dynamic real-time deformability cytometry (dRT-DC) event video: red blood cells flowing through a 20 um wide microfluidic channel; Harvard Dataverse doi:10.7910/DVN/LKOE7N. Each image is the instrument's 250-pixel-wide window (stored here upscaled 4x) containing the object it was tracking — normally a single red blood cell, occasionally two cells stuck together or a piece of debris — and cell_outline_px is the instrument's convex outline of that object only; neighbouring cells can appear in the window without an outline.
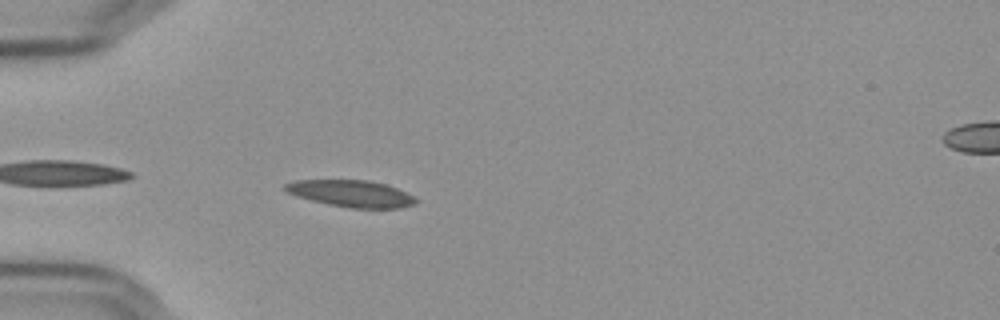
{"species": "Egyptian fruit bat (a non-hibernating species)", "species_latin": "Rousettus aegyptiacus", "temperature_condition": "cold", "stored_images_in_passage": 42, "camera_frame_rate_fps": 3000, "um_per_image_px": 0.085, "frame": {"image": 1, "passage_image": 3, "time_ms": 0.667, "image_size_px": [1000, 320], "cell_outline_px": [[416, 204], [400, 208], [352, 208], [328, 204], [296, 196], [288, 192], [284, 188], [284, 184], [292, 180], [368, 180], [384, 184], [396, 188], [412, 196], [416, 200]], "centroid_in_image_um": [29.82, 16.45], "position_along_channel_um": 55.2, "area_um2": 20.17}}
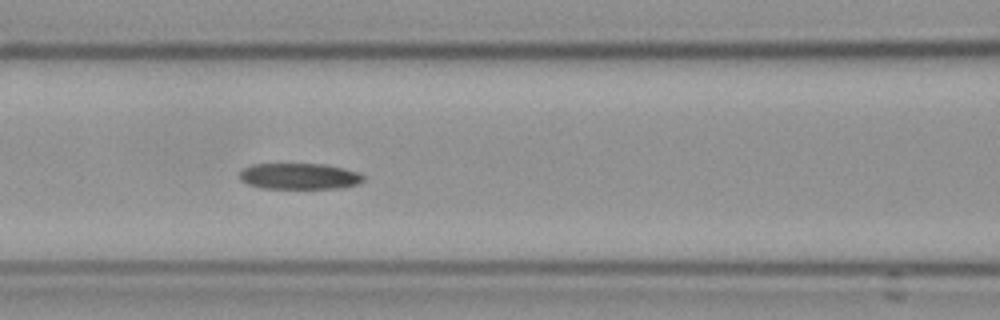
{"frame": {"image": 2, "passage_image": 11, "time_ms": 3.333, "image_size_px": [1000, 320], "cell_outline_px": [[364, 180], [356, 184], [344, 188], [260, 188], [248, 184], [240, 180], [240, 172], [244, 168], [252, 164], [324, 164], [344, 168], [360, 172], [364, 176]], "centroid_in_image_um": [25.46, 14.98], "position_along_channel_um": 141.1, "area_um2": 18.9}}
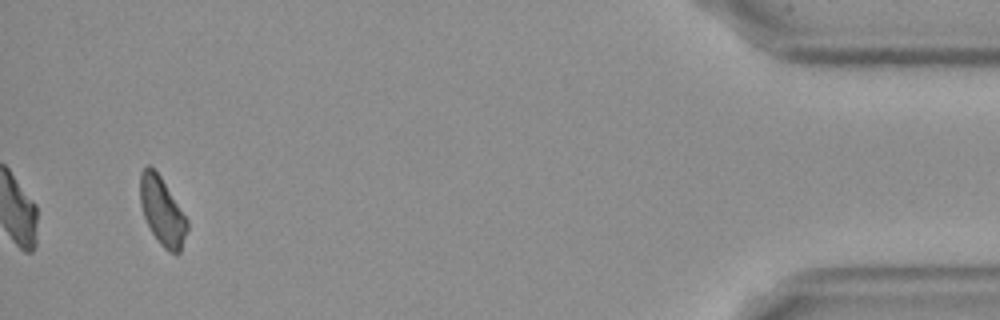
{"frame": {"image": 3, "passage_image": 40, "time_ms": 13.0, "image_size_px": [1000, 320], "cell_outline_px": [[188, 228], [180, 252], [168, 252], [160, 244], [152, 232], [144, 216], [140, 204], [140, 172], [148, 164], [160, 176], [188, 220]], "centroid_in_image_um": [13.78, 17.96], "position_along_channel_um": 421.4, "area_um2": 18.32}, "authors_computed_cell_mechanics": {"area_um2": 19.6809, "velocity_mm_per_s": 3.6247, "shape_relaxation_time_tau1_ms": null, "shape_relaxation_time_tau2_ms": 5.8176, "deformation_change_tau1": null, "deformation_change_tau2": 0.1566}}